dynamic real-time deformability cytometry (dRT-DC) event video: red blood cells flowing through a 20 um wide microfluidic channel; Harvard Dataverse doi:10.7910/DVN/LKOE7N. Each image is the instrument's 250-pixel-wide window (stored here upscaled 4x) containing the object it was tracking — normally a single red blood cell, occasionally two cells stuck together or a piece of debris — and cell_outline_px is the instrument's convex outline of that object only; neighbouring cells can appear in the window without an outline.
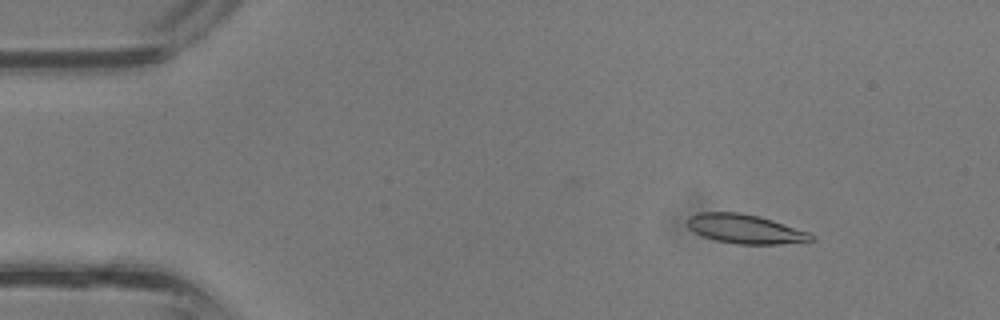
{"species": "common noctule bat (a hibernating species)", "species_latin": "Nyctalus noctula", "temperature_condition": "room temperature", "stored_images_in_passage": 10, "camera_frame_rate_fps": 3000, "um_per_image_px": 0.085, "animal": {"sex": "male", "body_mass_g": 13.3}, "frame": {"image": 1, "passage_image": 4, "time_ms": 1.0, "image_size_px": [1000, 320], "cell_outline_px": [[816, 240], [780, 244], [736, 244], [716, 240], [704, 236], [688, 228], [688, 216], [696, 212], [740, 212], [760, 216], [808, 232], [816, 236]], "centroid_in_image_um": [63.34, 19.45], "position_along_channel_um": 21.7, "area_um2": 21.04}}